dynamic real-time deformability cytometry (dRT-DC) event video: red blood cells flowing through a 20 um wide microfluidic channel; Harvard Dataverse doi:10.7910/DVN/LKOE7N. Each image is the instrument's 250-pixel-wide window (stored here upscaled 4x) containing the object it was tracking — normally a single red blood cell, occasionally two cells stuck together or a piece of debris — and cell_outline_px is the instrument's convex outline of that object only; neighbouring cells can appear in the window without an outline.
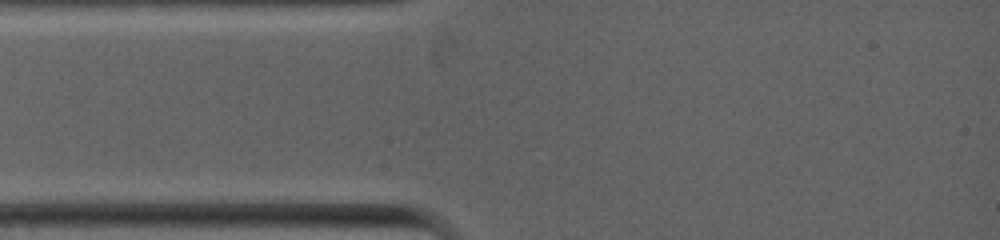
{"species": "common noctule bat (a hibernating species)", "species_latin": "Nyctalus noctula", "temperature_condition": "warm", "stored_images_in_passage": 1, "camera_frame_rate_fps": 5000, "um_per_image_px": 0.085, "animal": {"sex": "female", "body_mass_g": 19.0, "forearm_length_mm": 53.3}, "frame": {"image": 1, "passage_image": 1, "time_ms": 0.0, "image_size_px": [1000, 240], "cell_outline_px": [[116, 80], [112, 84], [76, 92], [28, 92], [16, 80], [32, 68], [92, 68], [108, 72], [116, 76]], "centroid_in_image_um": [5.5, 6.77], "position_along_channel_um": 79.5, "area_um2": 14.22}}